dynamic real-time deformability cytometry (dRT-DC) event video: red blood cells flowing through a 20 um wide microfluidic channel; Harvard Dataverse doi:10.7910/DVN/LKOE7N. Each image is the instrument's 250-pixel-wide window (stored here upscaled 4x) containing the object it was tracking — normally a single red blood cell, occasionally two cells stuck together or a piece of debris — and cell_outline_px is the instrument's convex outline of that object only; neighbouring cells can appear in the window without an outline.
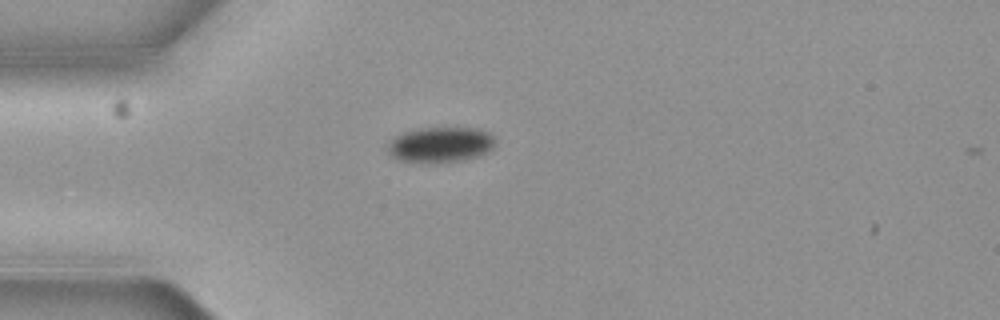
{"species": "common noctule bat (a hibernating species)", "species_latin": "Nyctalus noctula", "temperature_condition": "cold", "stored_images_in_passage": 2, "camera_frame_rate_fps": 3000, "um_per_image_px": 0.085, "animal": {"sex": "female", "body_mass_g": 19.3, "forearm_length_mm": 54.1}, "frame": {"image": 1, "passage_image": 1, "time_ms": 0.0, "image_size_px": [1000, 320], "cell_outline_px": [[492, 148], [488, 152], [476, 156], [460, 160], [428, 164], [420, 164], [400, 160], [392, 156], [388, 152], [388, 140], [404, 132], [420, 128], [480, 128], [492, 132]], "centroid_in_image_um": [37.4, 12.3], "position_along_channel_um": 47.6, "area_um2": 22.37}}